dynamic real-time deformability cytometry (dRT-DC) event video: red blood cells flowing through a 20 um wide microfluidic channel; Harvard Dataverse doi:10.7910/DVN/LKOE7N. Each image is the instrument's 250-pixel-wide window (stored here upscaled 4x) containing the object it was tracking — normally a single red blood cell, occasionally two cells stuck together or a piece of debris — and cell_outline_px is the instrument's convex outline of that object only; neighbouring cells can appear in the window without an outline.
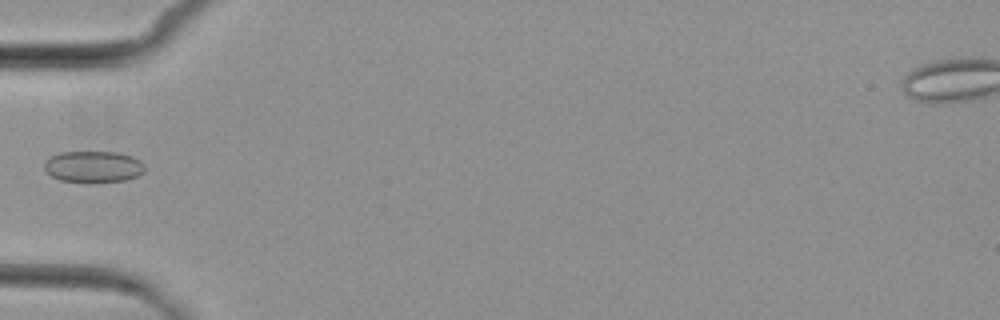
{"species": "common noctule bat (a hibernating species)", "species_latin": "Nyctalus noctula", "temperature_condition": "cold", "stored_images_in_passage": 2, "camera_frame_rate_fps": 3000, "um_per_image_px": 0.085, "animal": {"sex": "female", "body_mass_g": 29.2, "forearm_length_mm": 56.3}, "frame": {"image": 1, "passage_image": 1, "time_ms": 0.0, "image_size_px": [1000, 320], "cell_outline_px": [[144, 172], [136, 176], [124, 180], [92, 184], [60, 180], [44, 172], [44, 164], [52, 156], [60, 152], [120, 152], [132, 156], [140, 160], [144, 164]], "centroid_in_image_um": [7.93, 14.19], "position_along_channel_um": 77.1, "area_um2": 18.79}}